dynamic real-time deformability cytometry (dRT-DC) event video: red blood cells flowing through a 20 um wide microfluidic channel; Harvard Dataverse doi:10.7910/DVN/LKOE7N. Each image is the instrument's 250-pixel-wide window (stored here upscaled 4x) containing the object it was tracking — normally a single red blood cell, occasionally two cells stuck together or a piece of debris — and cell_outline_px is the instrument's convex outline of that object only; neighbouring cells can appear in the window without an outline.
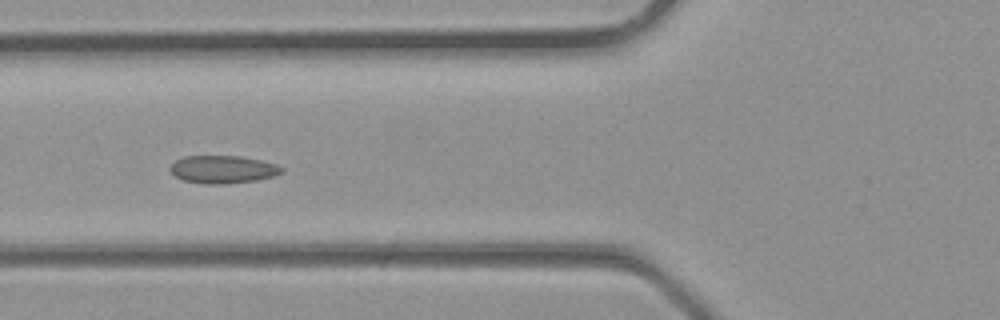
{"species": "common noctule bat (a hibernating species)", "species_latin": "Nyctalus noctula", "temperature_condition": "room temperature", "stored_images_in_passage": 26, "camera_frame_rate_fps": 3000, "um_per_image_px": 0.085, "animal": {"sex": "male", "body_mass_g": 23.1, "forearm_length_mm": 52.7}, "frame": {"image": 1, "passage_image": 5, "time_ms": 1.333, "image_size_px": [1000, 320], "cell_outline_px": [[284, 172], [272, 176], [256, 180], [224, 184], [204, 184], [184, 180], [176, 176], [168, 168], [176, 160], [184, 156], [240, 156], [260, 160], [276, 164], [284, 168]], "centroid_in_image_um": [18.95, 14.39], "position_along_channel_um": 106.9, "area_um2": 17.98}}